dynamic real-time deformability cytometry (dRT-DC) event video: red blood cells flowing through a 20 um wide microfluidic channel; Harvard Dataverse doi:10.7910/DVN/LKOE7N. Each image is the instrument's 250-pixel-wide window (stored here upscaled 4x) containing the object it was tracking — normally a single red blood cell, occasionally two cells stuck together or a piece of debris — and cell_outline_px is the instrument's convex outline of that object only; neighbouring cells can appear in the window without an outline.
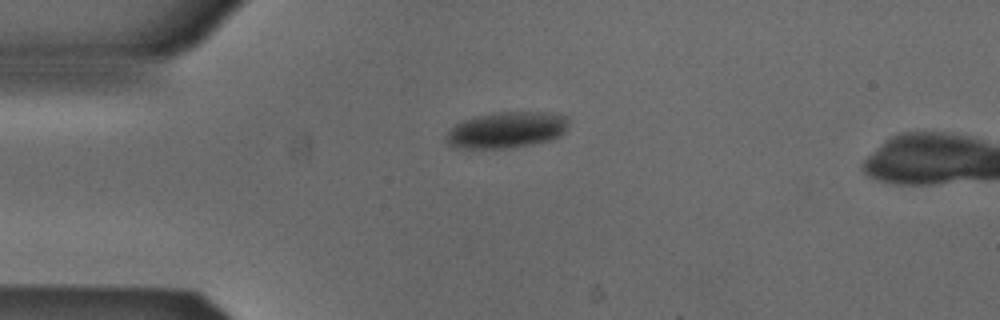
{"species": "Egyptian fruit bat (a non-hibernating species)", "species_latin": "Rousettus aegyptiacus", "temperature_condition": "cold", "stored_images_in_passage": 40, "camera_frame_rate_fps": 3000, "um_per_image_px": 0.085, "animal": {"sex": "male"}, "frame": {"image": 1, "passage_image": 1, "time_ms": 0.0, "image_size_px": [1000, 320], "cell_outline_px": [[568, 124], [564, 132], [560, 136], [548, 140], [532, 144], [512, 148], [452, 148], [444, 140], [444, 136], [456, 124], [464, 120], [476, 116], [500, 112], [548, 112], [568, 116]], "centroid_in_image_um": [43.04, 11.05], "position_along_channel_um": 42.0, "area_um2": 25.89}}
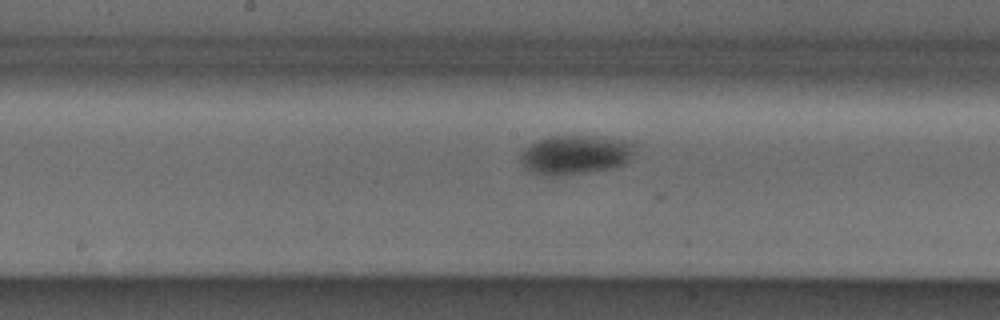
{"frame": {"image": 2, "passage_image": 15, "time_ms": 4.667, "image_size_px": [1000, 320], "cell_outline_px": [[636, 144], [628, 160], [624, 164], [612, 168], [556, 176], [552, 176], [532, 172], [520, 160], [520, 152], [528, 144], [548, 136], [604, 136], [636, 140]], "centroid_in_image_um": [48.95, 13.11], "position_along_channel_um": 199.3, "area_um2": 26.36}}
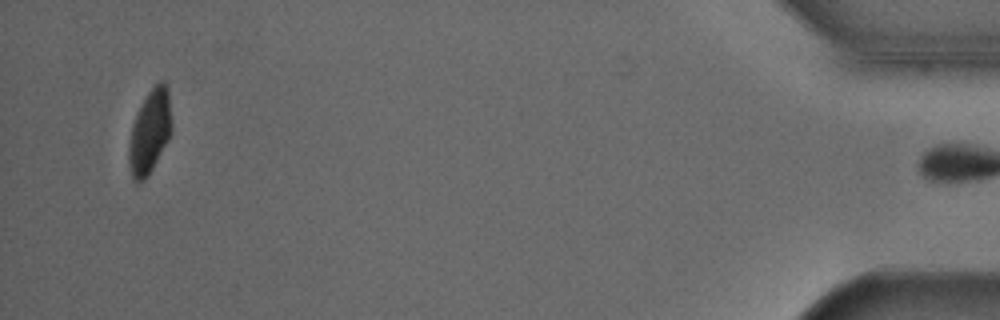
{"frame": {"image": 3, "passage_image": 39, "time_ms": 12.667, "image_size_px": [1000, 320], "cell_outline_px": [[172, 132], [168, 140], [148, 176], [144, 180], [132, 180], [128, 160], [128, 148], [132, 124], [148, 92], [160, 80], [164, 80], [168, 84], [172, 124]], "centroid_in_image_um": [12.75, 11.17], "position_along_channel_um": 422.4, "area_um2": 20.87}, "authors_computed_cell_mechanics": {"area_um2": 25.8366, "velocity_mm_per_s": 3.8687, "shape_relaxation_time_tau1_ms": 9.7648, "shape_relaxation_time_tau2_ms": null, "deformation_change_tau1": 0.1773, "deformation_change_tau2": null}}